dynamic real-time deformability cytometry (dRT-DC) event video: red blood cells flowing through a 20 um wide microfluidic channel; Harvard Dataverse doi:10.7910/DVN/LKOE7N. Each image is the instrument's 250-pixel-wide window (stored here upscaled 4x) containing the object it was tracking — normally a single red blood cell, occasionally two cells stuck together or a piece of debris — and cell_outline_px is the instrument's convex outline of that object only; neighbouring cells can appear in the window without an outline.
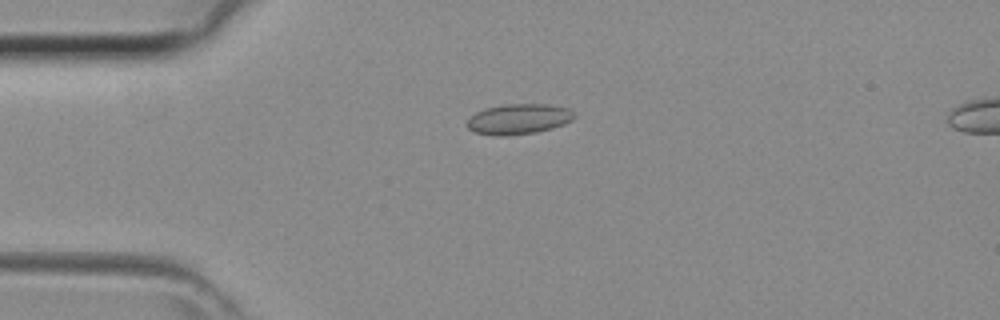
{"species": "common noctule bat (a hibernating species)", "species_latin": "Nyctalus noctula", "temperature_condition": "room temperature", "stored_images_in_passage": 37, "camera_frame_rate_fps": 3000, "um_per_image_px": 0.085, "animal": {"sex": "female", "body_mass_g": 29.2, "forearm_length_mm": 56.3}, "frame": {"image": 1, "passage_image": 4, "time_ms": 1.0, "image_size_px": [1000, 320], "cell_outline_px": [[576, 116], [572, 120], [564, 124], [552, 128], [536, 132], [504, 136], [500, 136], [476, 132], [468, 128], [468, 120], [476, 112], [484, 108], [504, 104], [548, 104], [568, 108], [576, 112]], "centroid_in_image_um": [44.13, 10.1], "position_along_channel_um": 40.9, "area_um2": 18.96}}
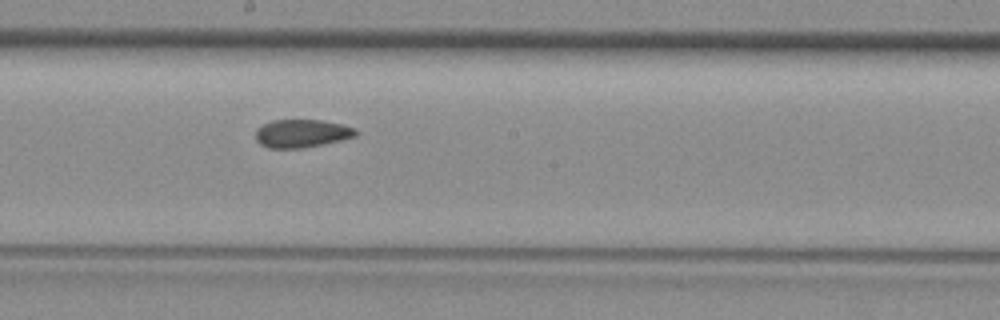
{"frame": {"image": 2, "passage_image": 17, "time_ms": 5.333, "image_size_px": [1000, 320], "cell_outline_px": [[360, 132], [356, 136], [340, 140], [300, 148], [268, 148], [260, 144], [256, 140], [256, 128], [272, 120], [320, 120], [344, 124], [356, 128]], "centroid_in_image_um": [25.66, 11.33], "position_along_channel_um": 222.5, "area_um2": 16.42}}
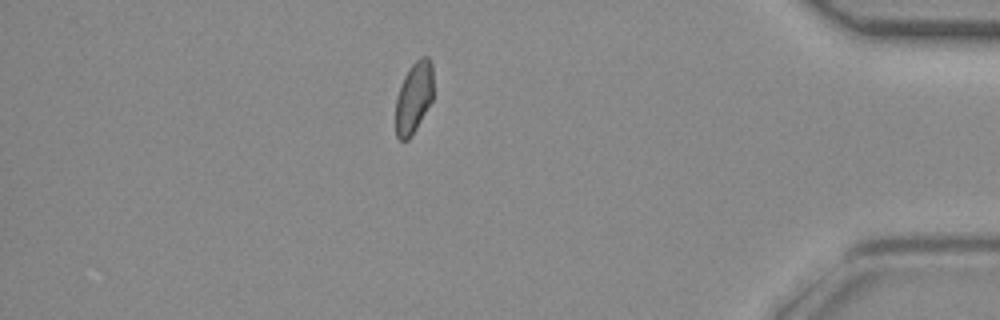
{"frame": {"image": 3, "passage_image": 31, "time_ms": 10.0, "image_size_px": [1000, 320], "cell_outline_px": [[432, 100], [416, 128], [408, 140], [400, 140], [396, 136], [396, 100], [404, 76], [408, 68], [420, 56], [428, 56], [432, 64]], "centroid_in_image_um": [35.17, 8.26], "position_along_channel_um": 400.0, "area_um2": 15.49}}